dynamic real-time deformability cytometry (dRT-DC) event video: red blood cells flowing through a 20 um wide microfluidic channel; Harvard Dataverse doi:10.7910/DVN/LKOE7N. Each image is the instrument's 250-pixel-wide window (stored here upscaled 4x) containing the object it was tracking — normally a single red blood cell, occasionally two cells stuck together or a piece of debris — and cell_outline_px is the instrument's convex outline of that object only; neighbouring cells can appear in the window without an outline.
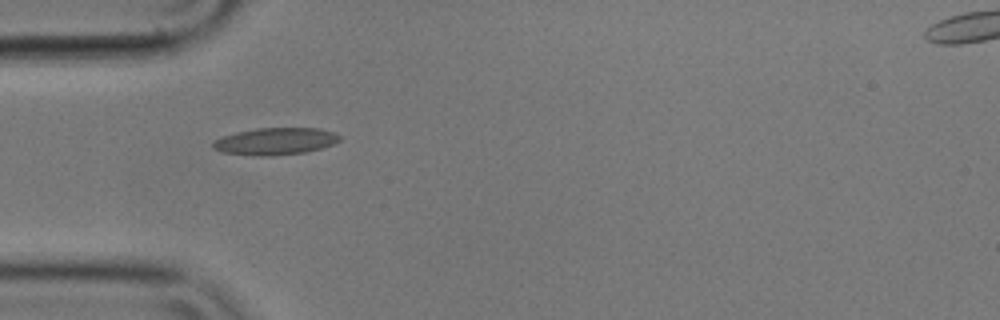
{"species": "common noctule bat (a hibernating species)", "species_latin": "Nyctalus noctula", "temperature_condition": "cold", "stored_images_in_passage": 7, "camera_frame_rate_fps": 3000, "um_per_image_px": 0.085, "animal": {"sex": "male", "body_mass_g": 17.9}, "frame": {"image": 1, "passage_image": 1, "time_ms": 0.0, "image_size_px": [1000, 320], "cell_outline_px": [[340, 140], [332, 144], [320, 148], [304, 152], [272, 156], [252, 156], [220, 152], [212, 148], [212, 140], [236, 132], [256, 128], [320, 128], [332, 132], [340, 136]], "centroid_in_image_um": [23.33, 12.01], "position_along_channel_um": 61.7, "area_um2": 20.06}}
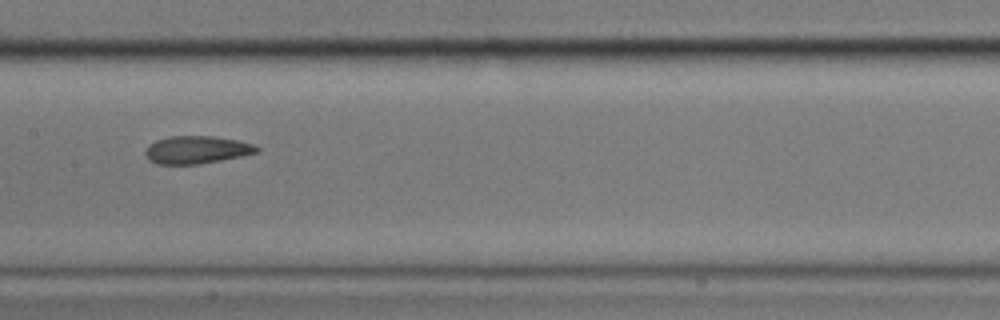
{"frame": {"image": 2, "passage_image": 4, "time_ms": 1.0, "image_size_px": [1000, 320], "cell_outline_px": [[260, 152], [200, 164], [156, 164], [148, 160], [144, 152], [148, 144], [156, 140], [172, 136], [212, 136], [240, 140], [252, 144], [260, 148]], "centroid_in_image_um": [16.7, 12.73], "position_along_channel_um": 190.7, "area_um2": 18.09}}
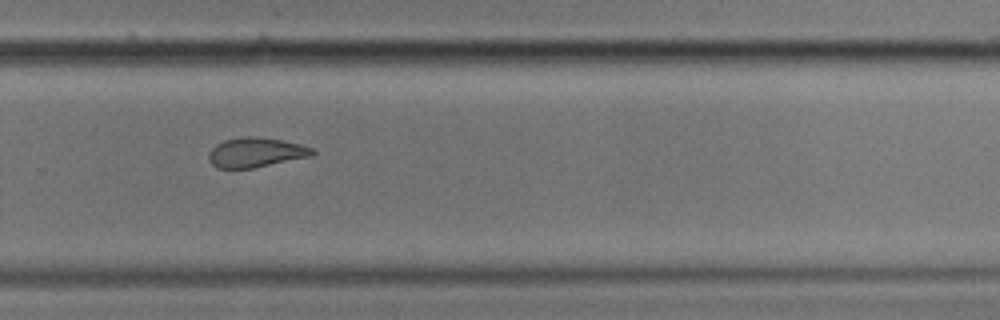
{"frame": {"image": 3, "passage_image": 7, "time_ms": 2.0, "image_size_px": [1000, 320], "cell_outline_px": [[316, 152], [312, 156], [252, 168], [216, 168], [208, 160], [208, 152], [216, 144], [224, 140], [244, 136], [256, 136], [280, 140], [300, 144], [312, 148]], "centroid_in_image_um": [21.72, 12.95], "position_along_channel_um": 308.1, "area_um2": 17.92}}